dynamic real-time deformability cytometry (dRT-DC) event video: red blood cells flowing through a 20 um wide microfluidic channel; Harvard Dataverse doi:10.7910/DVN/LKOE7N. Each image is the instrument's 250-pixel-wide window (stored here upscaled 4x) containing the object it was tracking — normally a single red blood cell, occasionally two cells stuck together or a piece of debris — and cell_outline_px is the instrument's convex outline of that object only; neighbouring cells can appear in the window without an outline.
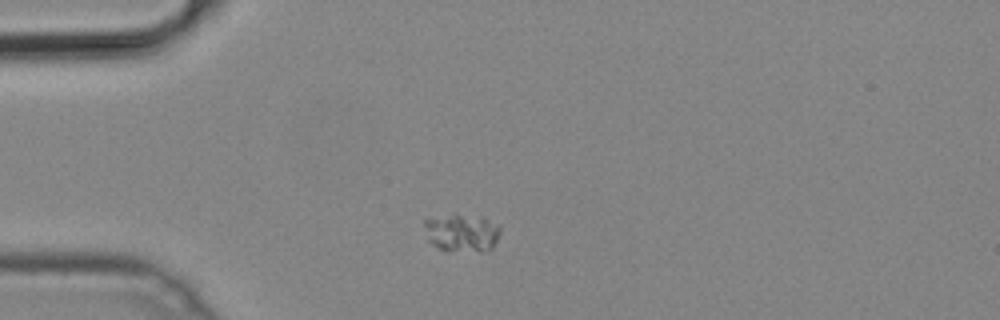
{"species": "common noctule bat (a hibernating species)", "species_latin": "Nyctalus noctula", "temperature_condition": "cold", "stored_images_in_passage": 40, "camera_frame_rate_fps": 3000, "um_per_image_px": 0.085, "animal": {"sex": "male", "body_mass_g": 19.2, "forearm_length_mm": 51.8}, "frame": {"image": 1, "passage_image": 1, "time_ms": 0.0, "image_size_px": [1000, 320], "cell_outline_px": [[500, 232], [492, 248], [488, 252], [448, 252], [436, 248], [428, 240], [424, 224], [424, 220], [456, 212], [484, 216], [500, 224]], "centroid_in_image_um": [39.29, 19.78], "position_along_channel_um": 45.7, "area_um2": 17.74}}
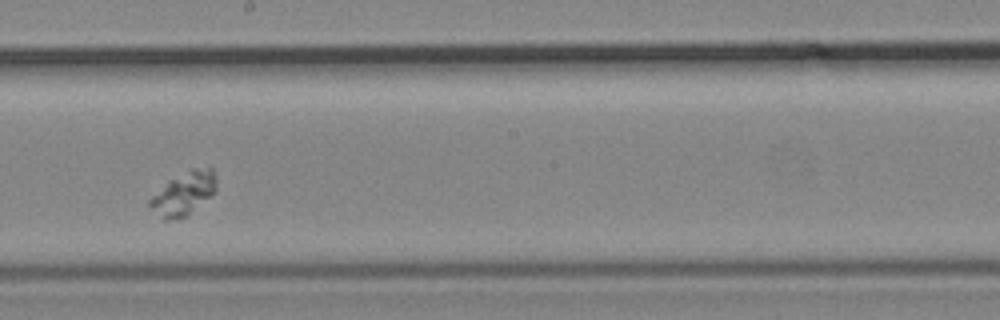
{"frame": {"image": 2, "passage_image": 17, "time_ms": 5.333, "image_size_px": [1000, 320], "cell_outline_px": [[216, 192], [188, 216], [176, 220], [164, 220], [148, 204], [148, 200], [168, 180], [192, 168], [212, 168], [216, 176]], "centroid_in_image_um": [15.64, 16.46], "position_along_channel_um": 232.6, "area_um2": 16.88}}
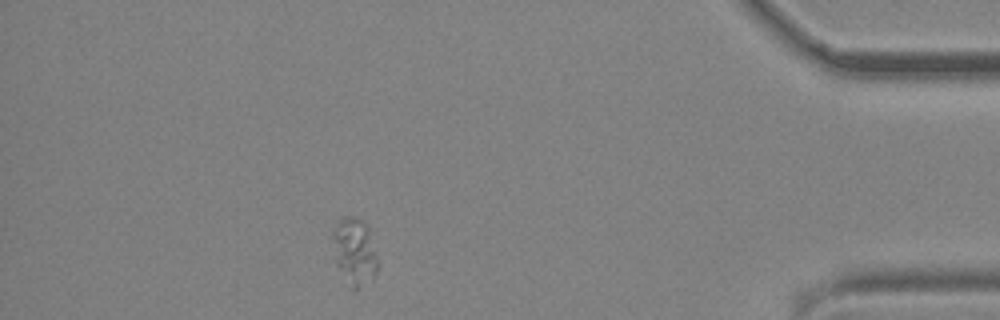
{"frame": {"image": 3, "passage_image": 34, "time_ms": 11.0, "image_size_px": [1000, 320], "cell_outline_px": [[380, 260], [376, 272], [372, 280], [356, 288], [352, 288], [336, 264], [332, 236], [332, 232], [340, 216], [352, 216], [360, 220], [364, 224], [368, 232]], "centroid_in_image_um": [30.14, 21.36], "position_along_channel_um": 405.1, "area_um2": 17.34}}